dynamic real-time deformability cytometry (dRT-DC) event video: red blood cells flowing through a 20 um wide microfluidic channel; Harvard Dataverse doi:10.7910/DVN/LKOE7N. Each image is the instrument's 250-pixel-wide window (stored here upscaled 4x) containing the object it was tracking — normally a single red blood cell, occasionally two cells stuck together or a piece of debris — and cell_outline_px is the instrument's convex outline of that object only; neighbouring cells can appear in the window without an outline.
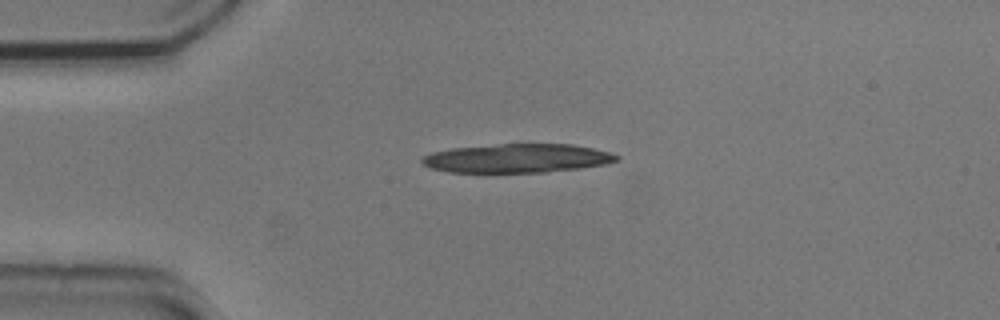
{"species": "common noctule bat (a hibernating species)", "species_latin": "Nyctalus noctula", "temperature_condition": "cold", "stored_images_in_passage": 6, "camera_frame_rate_fps": 3000, "um_per_image_px": 0.085, "animal": {"sex": "male", "body_mass_g": 20.5, "forearm_length_mm": 52.5}, "frame": {"image": 1, "passage_image": 2, "time_ms": 0.333, "image_size_px": [1000, 320], "cell_outline_px": [[620, 160], [608, 164], [580, 168], [544, 172], [448, 172], [432, 168], [420, 164], [420, 160], [424, 156], [432, 152], [452, 148], [500, 144], [572, 144], [592, 148], [608, 152], [620, 156]], "centroid_in_image_um": [43.97, 13.45], "position_along_channel_um": 41.0, "area_um2": 32.71}}